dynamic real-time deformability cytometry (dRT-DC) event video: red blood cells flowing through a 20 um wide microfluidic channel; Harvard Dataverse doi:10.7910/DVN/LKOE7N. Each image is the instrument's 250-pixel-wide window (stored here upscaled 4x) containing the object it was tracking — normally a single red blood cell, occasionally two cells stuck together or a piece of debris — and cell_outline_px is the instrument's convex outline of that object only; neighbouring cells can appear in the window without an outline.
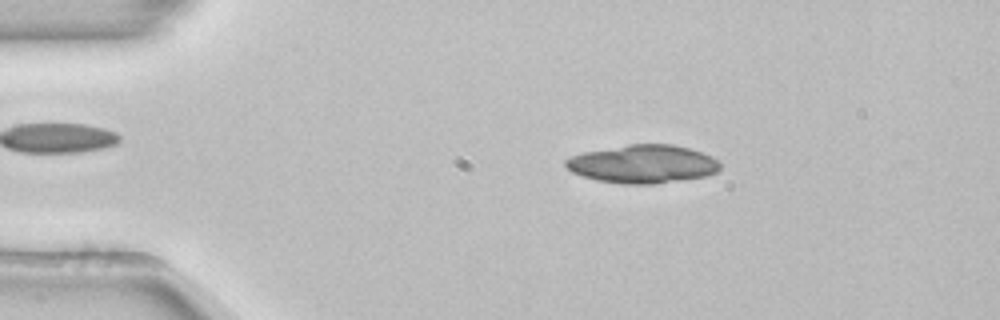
{"species": "common noctule bat (a hibernating species)", "species_latin": "Nyctalus noctula", "temperature_condition": "room temperature", "stored_images_in_passage": 51, "camera_frame_rate_fps": 3000, "um_per_image_px": 0.085, "animal": {"sex": "female", "body_mass_g": 22.7, "forearm_length_mm": 54.2}, "frame": {"image": 1, "passage_image": 9, "time_ms": 2.667, "image_size_px": [1000, 320], "cell_outline_px": [[720, 168], [716, 172], [704, 176], [656, 184], [620, 184], [596, 180], [572, 172], [564, 164], [564, 160], [572, 156], [584, 152], [628, 144], [672, 144], [688, 148], [712, 156], [720, 164]], "centroid_in_image_um": [54.62, 13.94], "position_along_channel_um": 30.4, "area_um2": 34.28}}